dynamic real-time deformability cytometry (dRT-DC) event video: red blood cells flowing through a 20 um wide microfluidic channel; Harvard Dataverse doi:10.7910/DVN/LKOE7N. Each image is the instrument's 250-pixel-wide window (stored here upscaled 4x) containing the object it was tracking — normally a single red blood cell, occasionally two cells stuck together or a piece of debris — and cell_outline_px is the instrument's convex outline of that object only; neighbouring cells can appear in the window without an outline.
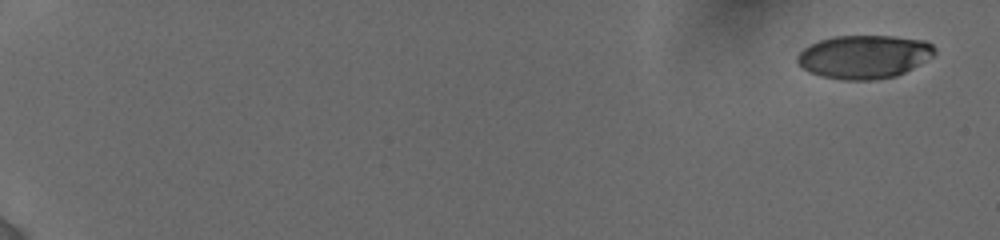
{"species": "human", "species_latin": "Homo sapiens", "temperature_condition": "cold", "stored_images_in_passage": 13, "camera_frame_rate_fps": 3000, "um_per_image_px": 0.085, "donor": {"sex": "female"}, "frame": {"image": 1, "passage_image": 1, "time_ms": 0.0, "image_size_px": [1000, 240], "cell_outline_px": [[936, 52], [932, 56], [912, 68], [896, 76], [876, 80], [840, 80], [820, 76], [808, 72], [796, 60], [796, 56], [804, 48], [820, 40], [836, 36], [896, 36], [924, 40], [932, 44], [936, 48]], "centroid_in_image_um": [73.45, 4.83], "position_along_channel_um": 11.5, "area_um2": 34.8}}
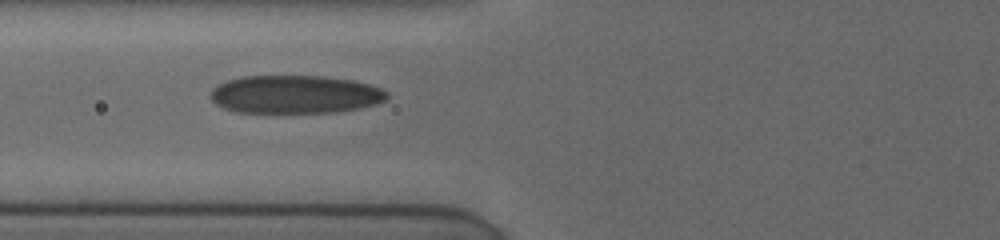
{"frame": {"image": 2, "passage_image": 11, "time_ms": 7.667, "image_size_px": [1000, 240], "cell_outline_px": [[388, 96], [384, 100], [360, 108], [332, 112], [236, 112], [224, 108], [216, 104], [208, 96], [212, 88], [216, 84], [240, 76], [324, 76], [352, 80], [368, 84], [380, 88], [388, 92]], "centroid_in_image_um": [25.02, 8.01], "position_along_channel_um": 100.8, "area_um2": 39.19}}
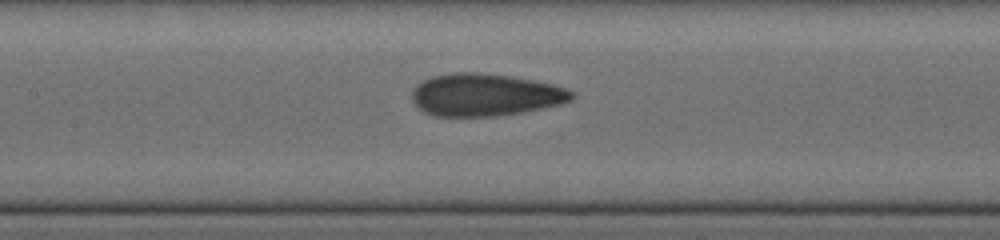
{"frame": {"image": 3, "passage_image": 13, "time_ms": 9.333, "image_size_px": [1000, 240], "cell_outline_px": [[576, 96], [572, 100], [560, 104], [520, 112], [496, 116], [432, 116], [424, 112], [412, 100], [412, 88], [416, 84], [432, 76], [452, 72], [480, 72], [508, 76], [532, 80], [552, 84], [568, 88], [576, 92]], "centroid_in_image_um": [41.24, 8.05], "position_along_channel_um": 166.2, "area_um2": 39.59}}